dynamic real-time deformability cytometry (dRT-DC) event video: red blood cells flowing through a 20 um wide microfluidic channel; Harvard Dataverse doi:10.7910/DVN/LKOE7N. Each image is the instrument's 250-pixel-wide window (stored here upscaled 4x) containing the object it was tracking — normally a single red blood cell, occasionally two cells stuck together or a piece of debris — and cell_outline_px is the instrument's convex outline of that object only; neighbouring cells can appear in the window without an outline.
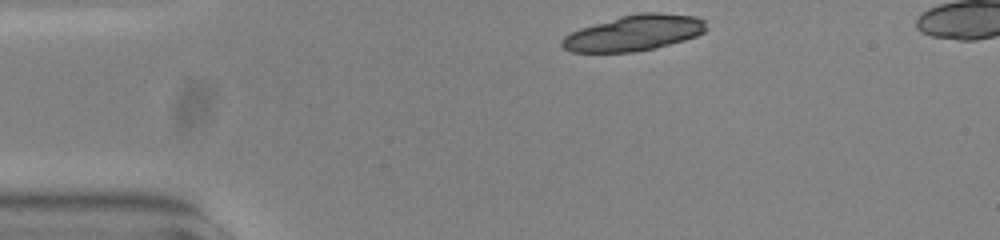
{"species": "common noctule bat (a hibernating species)", "species_latin": "Nyctalus noctula", "temperature_condition": "warm", "stored_images_in_passage": 43, "camera_frame_rate_fps": 3000, "um_per_image_px": 0.085, "animal": {"sex": "female", "body_mass_g": 23.0, "forearm_length_mm": 53.4}, "frame": {"image": 1, "passage_image": 1, "time_ms": 0.0, "image_size_px": [1000, 240], "cell_outline_px": [[708, 28], [704, 32], [696, 36], [684, 40], [656, 48], [632, 52], [572, 52], [564, 48], [560, 44], [560, 40], [564, 36], [580, 28], [620, 16], [640, 12], [656, 12], [696, 16], [704, 20]], "centroid_in_image_um": [53.9, 2.8], "position_along_channel_um": 31.1, "area_um2": 30.11}}